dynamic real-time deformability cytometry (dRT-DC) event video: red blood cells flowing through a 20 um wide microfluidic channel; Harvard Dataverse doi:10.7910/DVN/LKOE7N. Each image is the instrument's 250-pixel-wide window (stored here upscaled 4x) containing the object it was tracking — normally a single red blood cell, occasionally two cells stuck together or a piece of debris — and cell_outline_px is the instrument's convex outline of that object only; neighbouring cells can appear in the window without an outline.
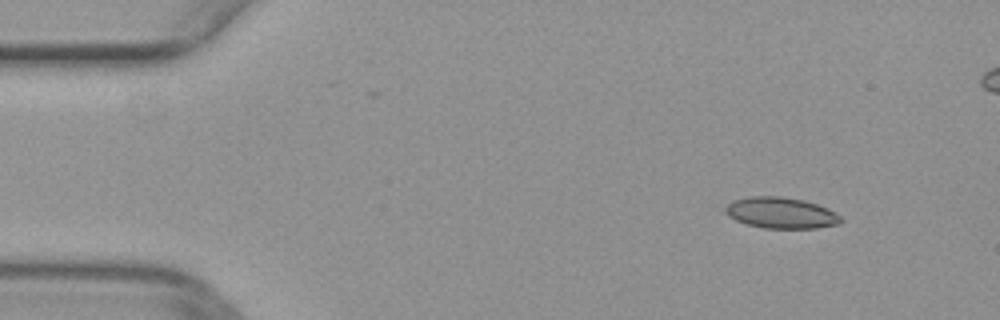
{"species": "common noctule bat (a hibernating species)", "species_latin": "Nyctalus noctula", "temperature_condition": "warm", "stored_images_in_passage": 17, "camera_frame_rate_fps": 3000, "um_per_image_px": 0.085, "animal": {"sex": "female", "body_mass_g": 29.2, "forearm_length_mm": 56.3}, "frame": {"image": 1, "passage_image": 5, "time_ms": 1.333, "image_size_px": [1000, 320], "cell_outline_px": [[844, 220], [840, 224], [816, 228], [764, 228], [748, 224], [736, 220], [728, 216], [724, 212], [724, 208], [732, 200], [752, 196], [780, 196], [804, 200], [828, 208], [840, 216]], "centroid_in_image_um": [66.39, 18.09], "position_along_channel_um": 18.6, "area_um2": 20.98}}
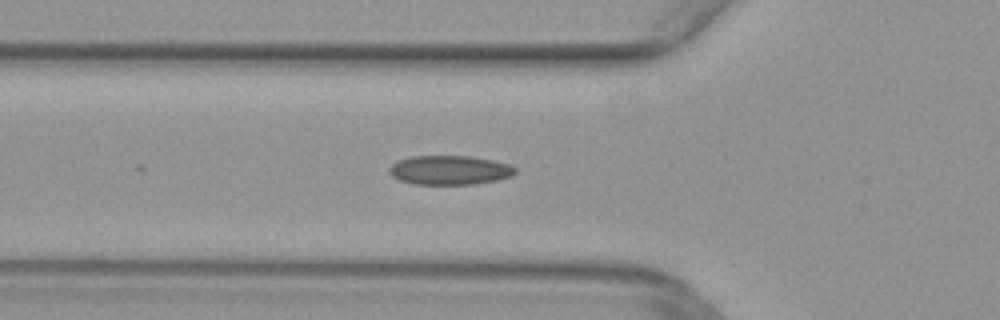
{"frame": {"image": 2, "passage_image": 17, "time_ms": 5.333, "image_size_px": [1000, 320], "cell_outline_px": [[516, 172], [512, 176], [496, 180], [476, 184], [412, 184], [400, 180], [392, 176], [388, 172], [388, 168], [396, 160], [412, 156], [468, 156], [492, 160], [508, 164], [516, 168]], "centroid_in_image_um": [38.18, 14.46], "position_along_channel_um": 87.6, "area_um2": 21.5}}